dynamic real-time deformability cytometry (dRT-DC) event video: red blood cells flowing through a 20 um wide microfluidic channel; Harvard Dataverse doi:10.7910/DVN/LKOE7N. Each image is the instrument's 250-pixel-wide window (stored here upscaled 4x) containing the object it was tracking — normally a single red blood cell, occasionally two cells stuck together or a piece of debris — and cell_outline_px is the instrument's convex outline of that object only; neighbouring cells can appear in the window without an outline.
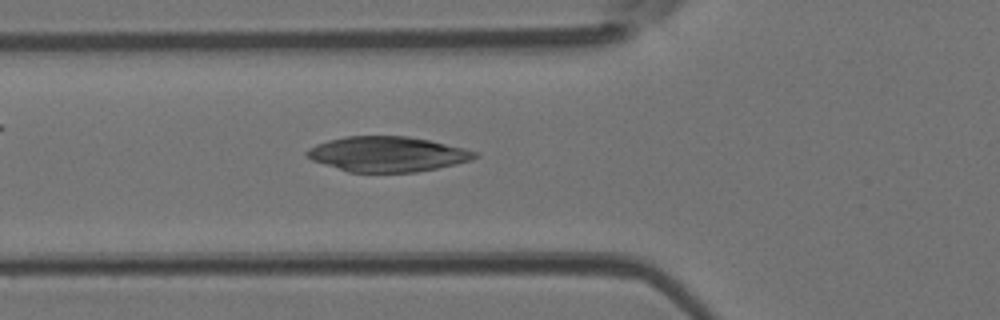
{"species": "Egyptian fruit bat (a non-hibernating species)", "species_latin": "Rousettus aegyptiacus", "temperature_condition": "room temperature", "stored_images_in_passage": 48, "camera_frame_rate_fps": 3000, "um_per_image_px": 0.085, "animal": {"sex": "female"}, "frame": {"image": 1, "passage_image": 17, "time_ms": 5.333, "image_size_px": [1000, 320], "cell_outline_px": [[480, 156], [472, 160], [456, 164], [416, 172], [348, 172], [312, 160], [304, 152], [308, 148], [316, 144], [328, 140], [348, 136], [408, 136], [428, 140], [464, 148], [480, 152]], "centroid_in_image_um": [32.95, 13.1], "position_along_channel_um": 92.8, "area_um2": 34.39}}
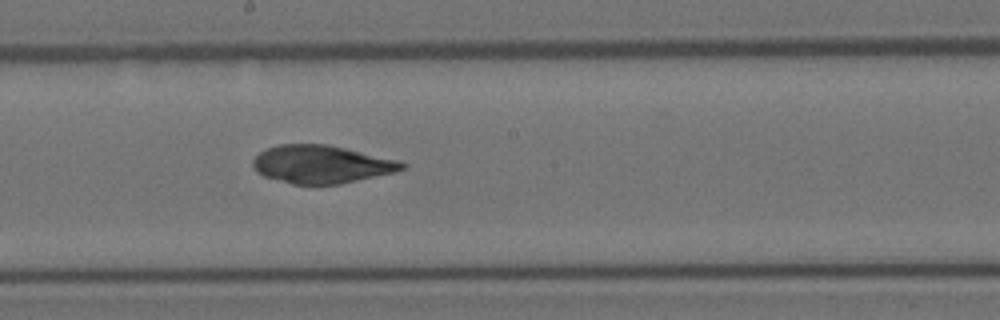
{"frame": {"image": 2, "passage_image": 26, "time_ms": 8.333, "image_size_px": [1000, 320], "cell_outline_px": [[408, 164], [404, 168], [396, 172], [340, 184], [292, 184], [264, 176], [256, 172], [252, 168], [252, 160], [260, 152], [268, 148], [280, 144], [328, 144], [400, 160]], "centroid_in_image_um": [27.34, 13.96], "position_along_channel_um": 220.9, "area_um2": 33.12}}
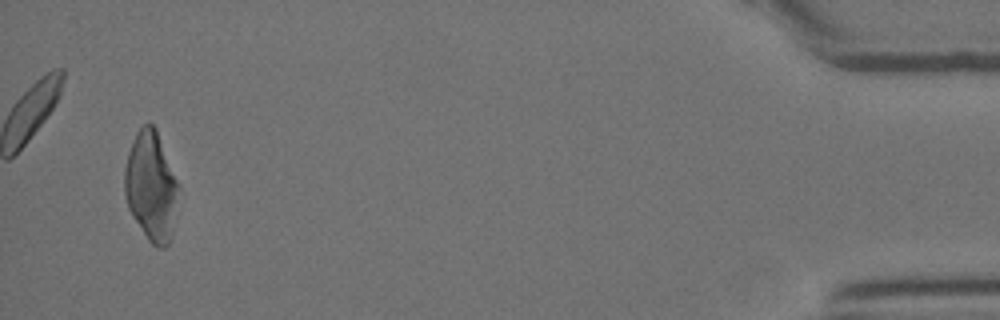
{"frame": {"image": 3, "passage_image": 46, "time_ms": 15.0, "image_size_px": [1000, 320], "cell_outline_px": [[180, 188], [172, 236], [168, 244], [164, 248], [156, 248], [148, 240], [132, 216], [128, 208], [124, 196], [124, 168], [128, 152], [136, 132], [144, 124], [152, 124], [156, 128], [180, 184]], "centroid_in_image_um": [12.86, 15.85], "position_along_channel_um": 422.3, "area_um2": 34.97}}